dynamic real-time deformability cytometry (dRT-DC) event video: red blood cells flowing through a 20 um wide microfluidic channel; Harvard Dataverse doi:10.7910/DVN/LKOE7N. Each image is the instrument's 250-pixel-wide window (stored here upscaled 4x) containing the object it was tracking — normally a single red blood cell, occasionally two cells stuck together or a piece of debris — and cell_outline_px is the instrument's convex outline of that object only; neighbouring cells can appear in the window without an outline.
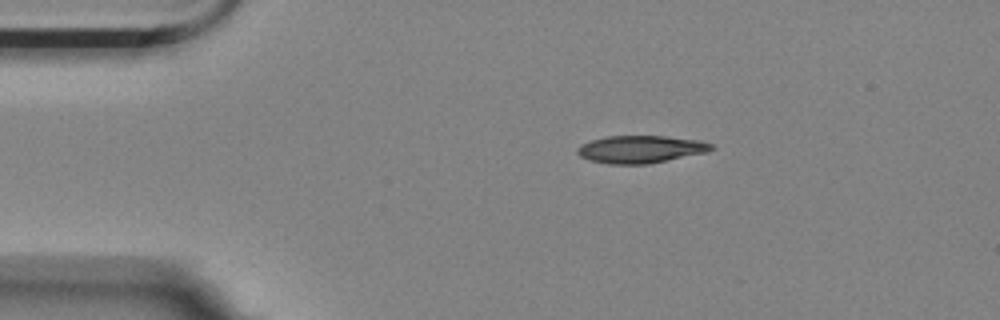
{"species": "Egyptian fruit bat (a non-hibernating species)", "species_latin": "Rousettus aegyptiacus", "temperature_condition": "room temperature", "stored_images_in_passage": 5, "camera_frame_rate_fps": 3000, "um_per_image_px": 0.085, "animal": {"sex": "female"}, "frame": {"image": 1, "passage_image": 1, "time_ms": 0.0, "image_size_px": [1000, 320], "cell_outline_px": [[716, 148], [708, 152], [648, 164], [608, 164], [588, 160], [580, 156], [576, 152], [576, 148], [580, 144], [604, 136], [668, 136], [700, 140], [712, 144]], "centroid_in_image_um": [54.45, 12.68], "position_along_channel_um": 30.6, "area_um2": 21.73}}
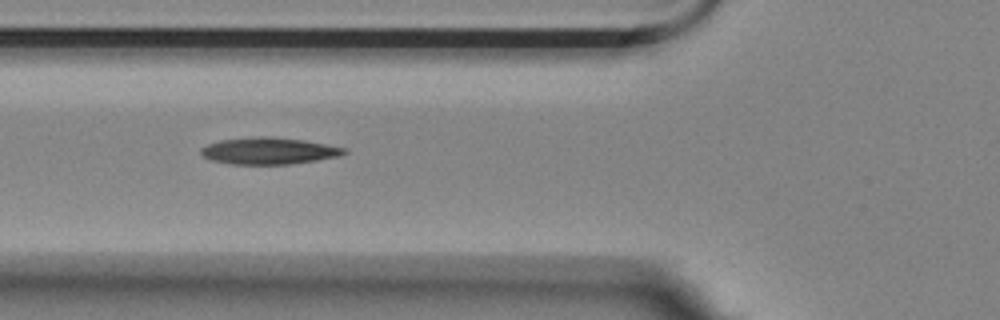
{"frame": {"image": 2, "passage_image": 4, "time_ms": 1.0, "image_size_px": [1000, 320], "cell_outline_px": [[348, 152], [340, 156], [316, 160], [288, 164], [232, 164], [212, 160], [204, 156], [200, 152], [200, 148], [208, 144], [220, 140], [260, 136], [268, 136], [304, 140], [344, 148]], "centroid_in_image_um": [22.84, 12.82], "position_along_channel_um": 103.0, "area_um2": 22.08}}
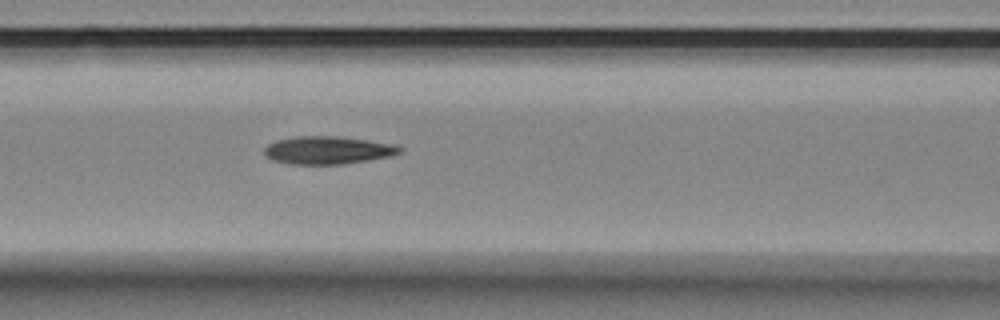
{"frame": {"image": 3, "passage_image": 5, "time_ms": 1.333, "image_size_px": [1000, 320], "cell_outline_px": [[404, 148], [400, 152], [388, 156], [368, 160], [344, 164], [288, 164], [272, 160], [264, 156], [264, 148], [268, 144], [276, 140], [296, 136], [336, 136], [368, 140], [392, 144]], "centroid_in_image_um": [27.8, 12.76], "position_along_channel_um": 138.8, "area_um2": 21.96}}